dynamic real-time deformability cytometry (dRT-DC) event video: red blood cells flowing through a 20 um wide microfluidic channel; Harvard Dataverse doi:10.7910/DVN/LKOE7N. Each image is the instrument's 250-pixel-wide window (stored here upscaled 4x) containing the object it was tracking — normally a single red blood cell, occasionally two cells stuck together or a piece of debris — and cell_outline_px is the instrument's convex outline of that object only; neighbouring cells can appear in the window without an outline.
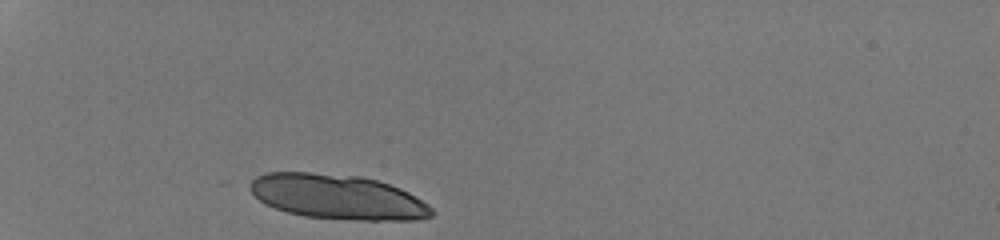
{"species": "human", "species_latin": "Homo sapiens", "temperature_condition": "room temperature", "stored_images_in_passage": 7, "camera_frame_rate_fps": 3000, "um_per_image_px": 0.085, "donor": {"sex": "male"}, "frame": {"image": 1, "passage_image": 1, "time_ms": 0.0, "image_size_px": [1000, 240], "cell_outline_px": [[432, 216], [416, 220], [360, 220], [304, 216], [288, 212], [276, 208], [260, 200], [248, 188], [248, 184], [256, 176], [264, 172], [312, 172], [360, 176], [376, 180], [400, 188], [416, 196], [428, 204], [432, 208]], "centroid_in_image_um": [28.69, 16.72], "position_along_channel_um": 56.3, "area_um2": 47.34}}